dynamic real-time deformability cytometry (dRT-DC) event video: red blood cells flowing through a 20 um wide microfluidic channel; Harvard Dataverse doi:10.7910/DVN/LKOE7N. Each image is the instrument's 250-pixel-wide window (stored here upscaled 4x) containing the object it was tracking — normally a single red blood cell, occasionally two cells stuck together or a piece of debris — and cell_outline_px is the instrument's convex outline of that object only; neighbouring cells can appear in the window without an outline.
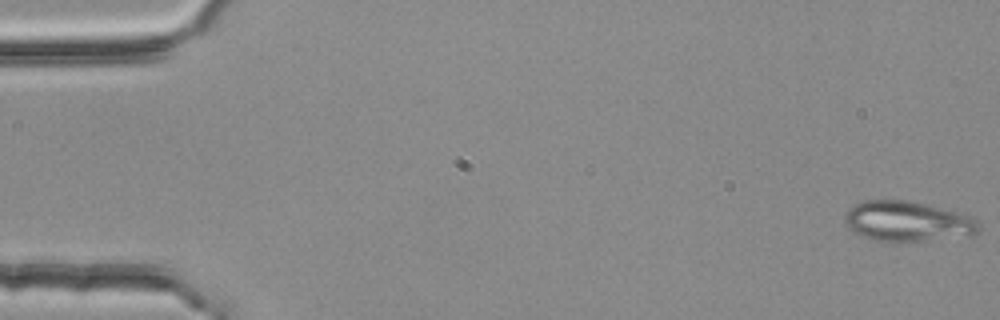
{"species": "common noctule bat (a hibernating species)", "species_latin": "Nyctalus noctula", "temperature_condition": "room temperature", "stored_images_in_passage": 54, "camera_frame_rate_fps": 3000, "um_per_image_px": 0.085, "animal": {"sex": "female", "body_mass_g": 25.1}, "frame": {"image": 1, "passage_image": 1, "time_ms": 0.0, "image_size_px": [1000, 320], "cell_outline_px": [[980, 232], [972, 236], [900, 244], [872, 240], [852, 232], [844, 224], [844, 216], [848, 208], [864, 200], [908, 200], [972, 216], [980, 224]], "centroid_in_image_um": [77.13, 18.87], "position_along_channel_um": 7.9, "area_um2": 32.43}}
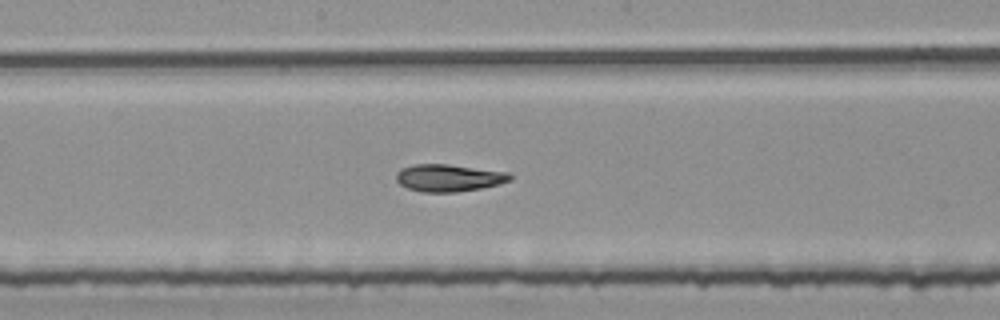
{"frame": {"image": 2, "passage_image": 29, "time_ms": 9.333, "image_size_px": [1000, 320], "cell_outline_px": [[512, 180], [500, 184], [480, 188], [456, 192], [420, 192], [408, 188], [400, 184], [396, 180], [396, 172], [412, 164], [448, 164], [508, 172], [512, 176]], "centroid_in_image_um": [38.15, 15.12], "position_along_channel_um": 210.1, "area_um2": 18.09}}
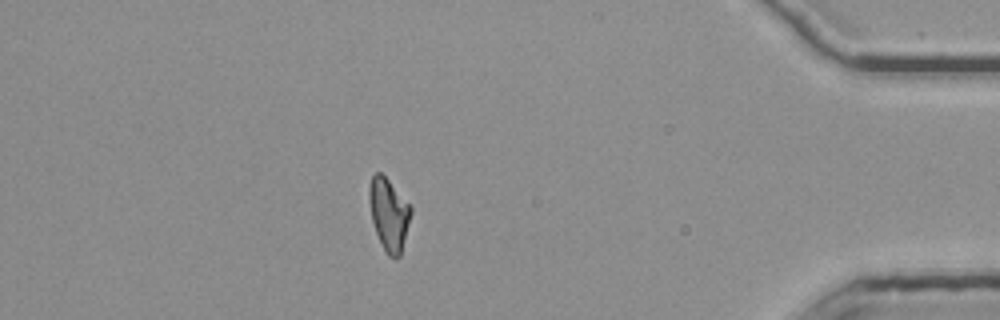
{"frame": {"image": 3, "passage_image": 48, "time_ms": 15.667, "image_size_px": [1000, 320], "cell_outline_px": [[412, 212], [400, 256], [396, 260], [388, 256], [376, 232], [372, 220], [368, 200], [368, 188], [372, 176], [376, 172], [380, 172], [388, 180], [412, 208]], "centroid_in_image_um": [33.04, 18.22], "position_along_channel_um": 402.2, "area_um2": 17.34}, "authors_computed_cell_mechanics": {"area_um2": 18.0914, "velocity_mm_per_s": 3.7728, "shape_relaxation_time_tau1_ms": null, "shape_relaxation_time_tau2_ms": 3.3788, "deformation_change_tau1": null, "deformation_change_tau2": 0.0983}}